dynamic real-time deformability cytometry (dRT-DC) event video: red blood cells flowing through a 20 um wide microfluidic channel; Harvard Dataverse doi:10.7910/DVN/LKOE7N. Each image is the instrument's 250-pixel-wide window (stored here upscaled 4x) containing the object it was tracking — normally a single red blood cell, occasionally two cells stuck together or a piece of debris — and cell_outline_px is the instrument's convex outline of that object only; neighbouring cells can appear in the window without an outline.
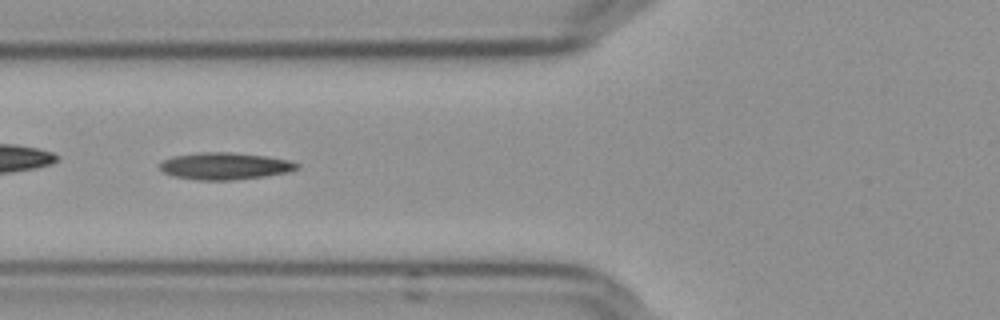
{"species": "Egyptian fruit bat (a non-hibernating species)", "species_latin": "Rousettus aegyptiacus", "temperature_condition": "cold", "stored_images_in_passage": 7, "camera_frame_rate_fps": 3000, "um_per_image_px": 0.085, "frame": {"image": 1, "passage_image": 7, "time_ms": 2.0, "image_size_px": [1000, 320], "cell_outline_px": [[300, 168], [288, 172], [264, 176], [232, 180], [200, 180], [176, 176], [164, 172], [160, 168], [160, 164], [164, 160], [172, 156], [200, 152], [232, 152], [264, 156], [288, 160], [300, 164]], "centroid_in_image_um": [19.14, 14.11], "position_along_channel_um": 106.7, "area_um2": 21.39}}